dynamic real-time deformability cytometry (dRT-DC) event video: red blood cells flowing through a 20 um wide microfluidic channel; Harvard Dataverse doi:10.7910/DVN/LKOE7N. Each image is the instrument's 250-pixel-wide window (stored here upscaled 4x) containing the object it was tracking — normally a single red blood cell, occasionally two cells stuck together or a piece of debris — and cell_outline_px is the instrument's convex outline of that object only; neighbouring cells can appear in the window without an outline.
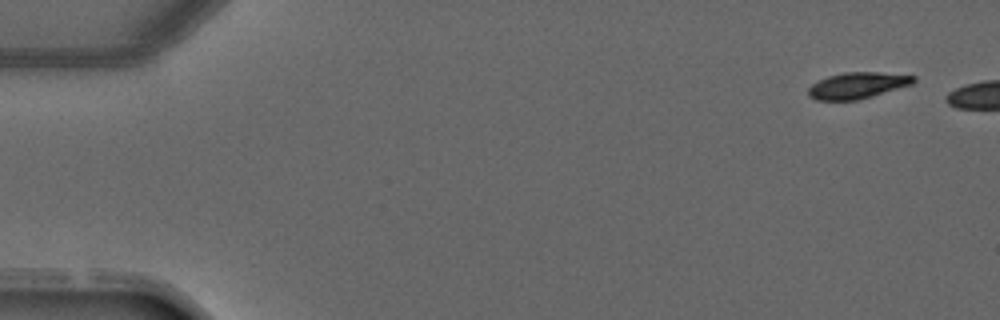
{"species": "common noctule bat (a hibernating species)", "species_latin": "Nyctalus noctula", "temperature_condition": "warm", "stored_images_in_passage": 4, "camera_frame_rate_fps": 3000, "um_per_image_px": 0.085, "animal": {"sex": "male", "forearm_length_mm": 52.5}, "frame": {"image": 1, "passage_image": 1, "time_ms": 0.0, "image_size_px": [1000, 320], "cell_outline_px": [[916, 80], [912, 84], [872, 96], [856, 100], [816, 100], [808, 96], [808, 88], [812, 84], [828, 76], [844, 72], [880, 72], [916, 76]], "centroid_in_image_um": [72.87, 7.26], "position_along_channel_um": 12.1, "area_um2": 16.01}}